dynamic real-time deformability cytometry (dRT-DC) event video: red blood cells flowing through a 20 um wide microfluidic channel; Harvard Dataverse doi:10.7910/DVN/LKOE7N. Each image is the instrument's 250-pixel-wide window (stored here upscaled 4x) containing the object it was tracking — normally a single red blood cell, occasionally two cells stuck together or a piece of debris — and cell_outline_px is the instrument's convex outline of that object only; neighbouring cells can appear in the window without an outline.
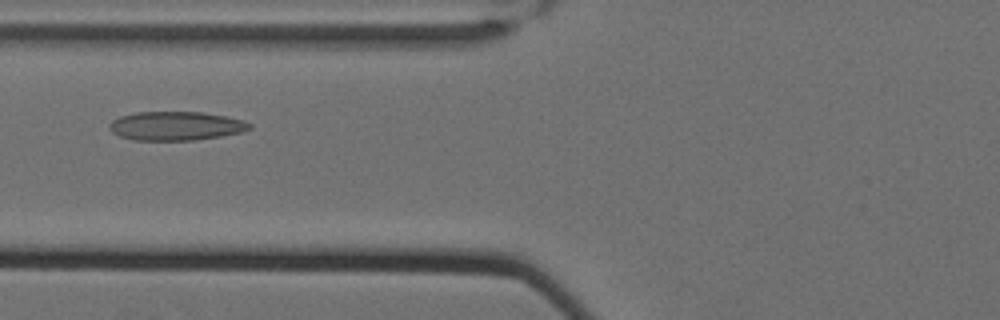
{"species": "Egyptian fruit bat (a non-hibernating species)", "species_latin": "Rousettus aegyptiacus", "temperature_condition": "cold", "stored_images_in_passage": 43, "camera_frame_rate_fps": 3000, "um_per_image_px": 0.085, "animal": {"sex": "female"}, "frame": {"image": 1, "passage_image": 19, "time_ms": 6.0, "image_size_px": [1000, 320], "cell_outline_px": [[252, 128], [240, 132], [220, 136], [192, 140], [136, 140], [120, 136], [112, 132], [108, 124], [112, 120], [120, 116], [136, 112], [200, 112], [224, 116], [244, 120], [252, 124]], "centroid_in_image_um": [14.94, 10.7], "position_along_channel_um": 110.9, "area_um2": 23.41}}
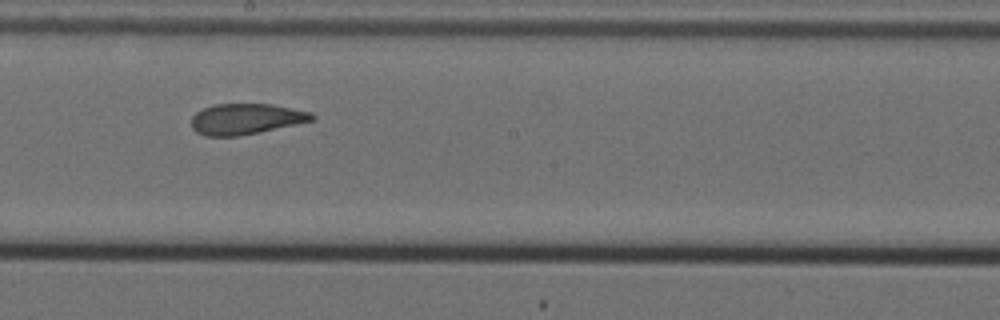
{"frame": {"image": 2, "passage_image": 29, "time_ms": 9.333, "image_size_px": [1000, 320], "cell_outline_px": [[316, 120], [260, 132], [240, 136], [204, 136], [196, 132], [192, 128], [192, 116], [196, 112], [204, 108], [216, 104], [272, 104], [312, 112], [316, 116]], "centroid_in_image_um": [20.93, 10.12], "position_along_channel_um": 227.3, "area_um2": 21.79}}
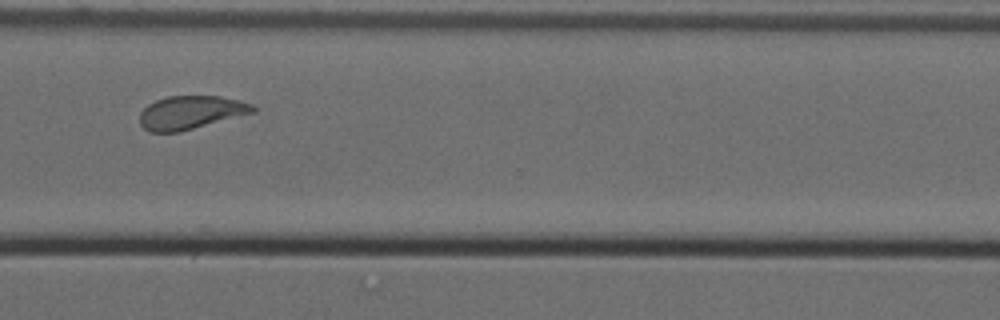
{"frame": {"image": 3, "passage_image": 40, "time_ms": 13.0, "image_size_px": [1000, 320], "cell_outline_px": [[256, 112], [176, 132], [148, 132], [140, 124], [140, 112], [148, 104], [156, 100], [168, 96], [220, 96], [252, 104], [256, 108]], "centroid_in_image_um": [16.19, 9.55], "position_along_channel_um": 354.4, "area_um2": 21.73}, "authors_computed_cell_mechanics": {"area_um2": 23.1778, "velocity_mm_per_s": 3.4695, "shape_relaxation_time_tau1_ms": 8.6515, "shape_relaxation_time_tau2_ms": 1.7059, "deformation_change_tau1": 0.1832, "deformation_change_tau2": 0.082}}